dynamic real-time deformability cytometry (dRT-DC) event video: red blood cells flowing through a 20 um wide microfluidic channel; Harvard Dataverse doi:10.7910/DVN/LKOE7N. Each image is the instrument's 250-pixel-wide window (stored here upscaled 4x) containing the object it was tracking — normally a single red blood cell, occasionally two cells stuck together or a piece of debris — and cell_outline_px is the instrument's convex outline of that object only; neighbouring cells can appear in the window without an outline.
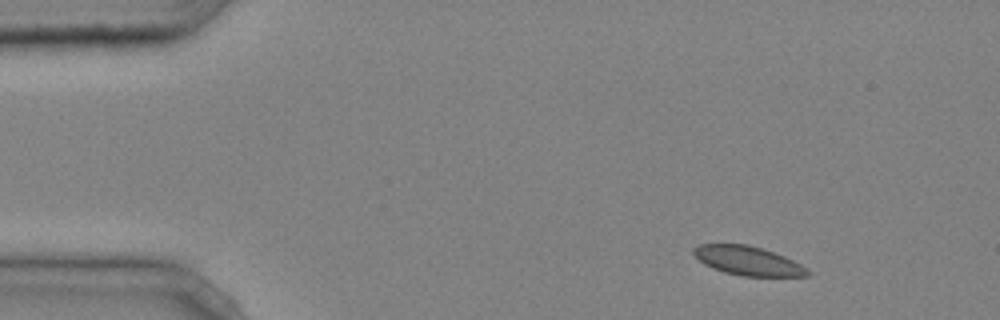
{"species": "common noctule bat (a hibernating species)", "species_latin": "Nyctalus noctula", "temperature_condition": "cold", "stored_images_in_passage": 3, "camera_frame_rate_fps": 3000, "um_per_image_px": 0.085, "animal": {"sex": "male", "body_mass_g": 20.4}, "frame": {"image": 1, "passage_image": 1, "time_ms": 0.0, "image_size_px": [1000, 320], "cell_outline_px": [[812, 272], [808, 276], [740, 276], [724, 272], [712, 268], [704, 264], [692, 252], [692, 248], [700, 244], [748, 244], [784, 256], [808, 268]], "centroid_in_image_um": [63.57, 22.17], "position_along_channel_um": 21.4, "area_um2": 19.25}}